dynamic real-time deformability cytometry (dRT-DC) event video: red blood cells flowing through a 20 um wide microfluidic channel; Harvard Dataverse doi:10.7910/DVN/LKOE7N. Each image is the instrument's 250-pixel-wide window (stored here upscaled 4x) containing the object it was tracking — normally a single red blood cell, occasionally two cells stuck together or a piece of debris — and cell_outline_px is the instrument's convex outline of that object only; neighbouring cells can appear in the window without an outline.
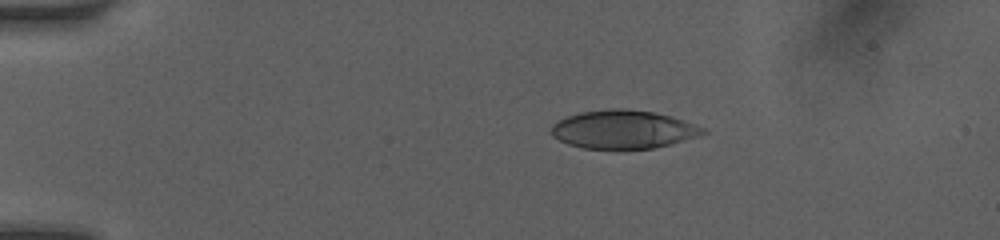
{"species": "human", "species_latin": "Homo sapiens", "temperature_condition": "room temperature", "stored_images_in_passage": 41, "camera_frame_rate_fps": 3000, "um_per_image_px": 0.085, "donor": {"sex": "female"}, "frame": {"image": 1, "passage_image": 1, "time_ms": 0.0, "image_size_px": [1000, 240], "cell_outline_px": [[708, 132], [700, 136], [652, 148], [584, 148], [568, 144], [552, 136], [552, 124], [568, 116], [580, 112], [612, 108], [624, 108], [652, 112], [672, 116], [704, 128]], "centroid_in_image_um": [52.98, 10.99], "position_along_channel_um": 32.0, "area_um2": 33.52}}
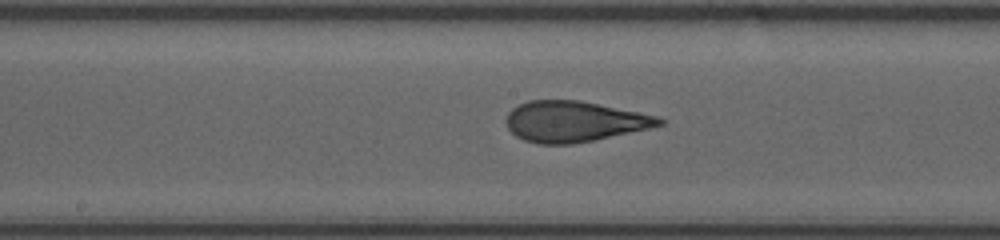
{"frame": {"image": 2, "passage_image": 18, "time_ms": 5.667, "image_size_px": [1000, 240], "cell_outline_px": [[668, 120], [664, 124], [648, 128], [592, 140], [572, 144], [536, 144], [524, 140], [516, 136], [508, 128], [504, 120], [508, 112], [512, 108], [528, 100], [580, 100], [660, 116]], "centroid_in_image_um": [48.79, 10.32], "position_along_channel_um": 199.4, "area_um2": 36.41}}
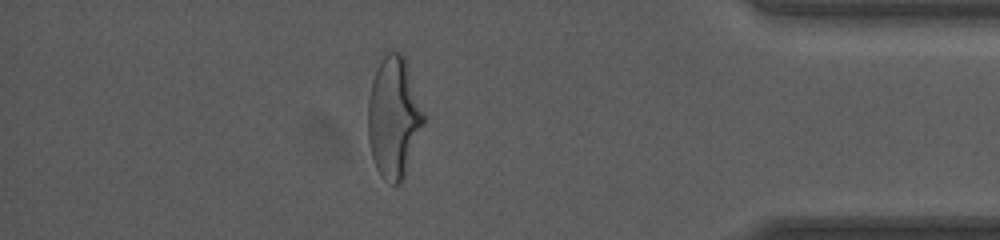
{"frame": {"image": 3, "passage_image": 35, "time_ms": 11.333, "image_size_px": [1000, 240], "cell_outline_px": [[424, 124], [404, 180], [400, 184], [392, 184], [384, 180], [376, 168], [372, 156], [368, 140], [368, 100], [372, 80], [376, 68], [380, 60], [388, 52], [400, 52], [404, 56], [408, 64], [424, 116]], "centroid_in_image_um": [33.46, 10.01], "position_along_channel_um": 401.7, "area_um2": 39.36}, "authors_computed_cell_mechanics": {"area_um2": 36.5296, "velocity_mm_per_s": 4.1223, "shape_relaxation_time_tau1_ms": 3.5333, "shape_relaxation_time_tau2_ms": 1.0138, "deformation_change_tau1": 0.1956, "deformation_change_tau2": 0.103}}